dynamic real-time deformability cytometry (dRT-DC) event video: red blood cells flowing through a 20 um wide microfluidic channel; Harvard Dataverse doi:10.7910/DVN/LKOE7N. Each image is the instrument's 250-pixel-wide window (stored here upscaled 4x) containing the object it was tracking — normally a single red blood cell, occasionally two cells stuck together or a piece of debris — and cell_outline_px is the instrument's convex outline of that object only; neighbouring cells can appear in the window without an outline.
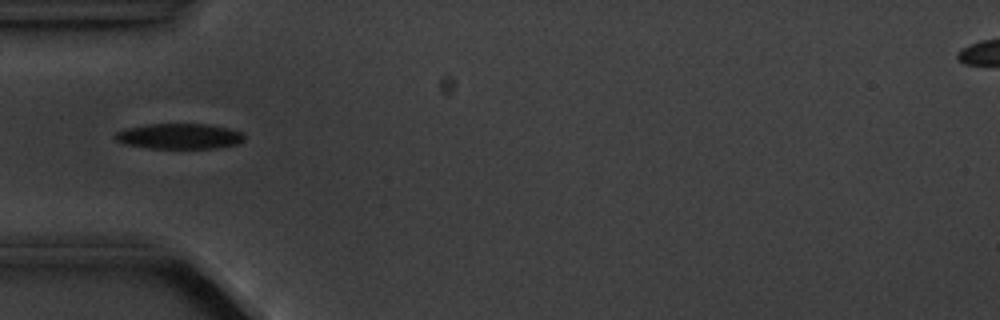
{"species": "common noctule bat (a hibernating species)", "species_latin": "Nyctalus noctula", "temperature_condition": "cold", "stored_images_in_passage": 6, "camera_frame_rate_fps": 3000, "um_per_image_px": 0.085, "animal": {"sex": "male", "body_mass_g": 20.1, "forearm_length_mm": 53.5}, "frame": {"image": 1, "passage_image": 4, "time_ms": 3.333, "image_size_px": [1000, 320], "cell_outline_px": [[244, 140], [236, 144], [216, 148], [148, 148], [124, 144], [116, 140], [112, 136], [116, 132], [124, 128], [148, 124], [208, 124], [228, 128], [244, 132]], "centroid_in_image_um": [15.22, 11.57], "position_along_channel_um": 69.8, "area_um2": 19.31}}